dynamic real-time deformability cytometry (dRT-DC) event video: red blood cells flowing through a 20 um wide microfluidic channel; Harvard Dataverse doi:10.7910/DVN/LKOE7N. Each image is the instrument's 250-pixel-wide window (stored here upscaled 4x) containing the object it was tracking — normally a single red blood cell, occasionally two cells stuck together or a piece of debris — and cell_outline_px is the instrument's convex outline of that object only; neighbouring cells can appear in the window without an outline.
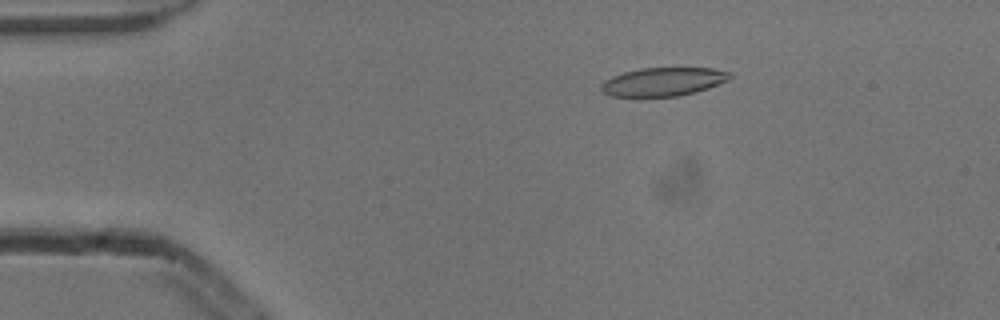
{"species": "common noctule bat (a hibernating species)", "species_latin": "Nyctalus noctula", "temperature_condition": "cold", "stored_images_in_passage": 53, "camera_frame_rate_fps": 3000, "um_per_image_px": 0.085, "animal": {"sex": "male", "body_mass_g": 13.3}, "frame": {"image": 1, "passage_image": 9, "time_ms": 2.667, "image_size_px": [1000, 320], "cell_outline_px": [[732, 76], [728, 80], [708, 88], [696, 92], [676, 96], [612, 96], [600, 92], [600, 84], [604, 80], [612, 76], [624, 72], [640, 68], [712, 68], [732, 72]], "centroid_in_image_um": [56.36, 6.94], "position_along_channel_um": 28.6, "area_um2": 21.44}}
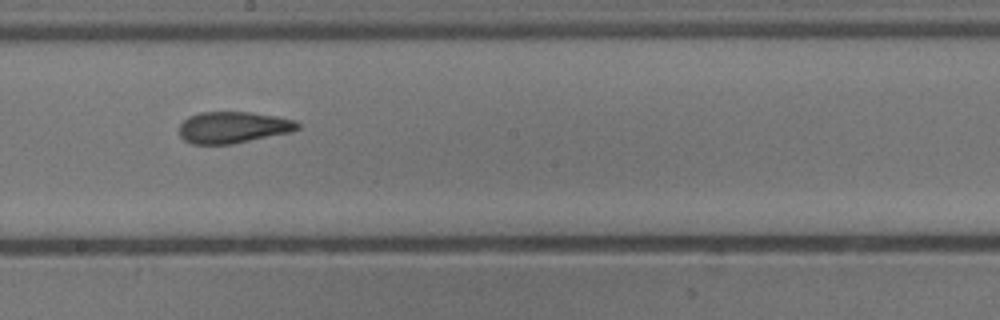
{"frame": {"image": 2, "passage_image": 29, "time_ms": 9.333, "image_size_px": [1000, 320], "cell_outline_px": [[300, 128], [292, 132], [232, 144], [192, 144], [184, 140], [180, 136], [180, 124], [188, 116], [200, 112], [252, 112], [276, 116], [296, 120], [300, 124]], "centroid_in_image_um": [19.84, 10.82], "position_along_channel_um": 228.4, "area_um2": 21.91}}
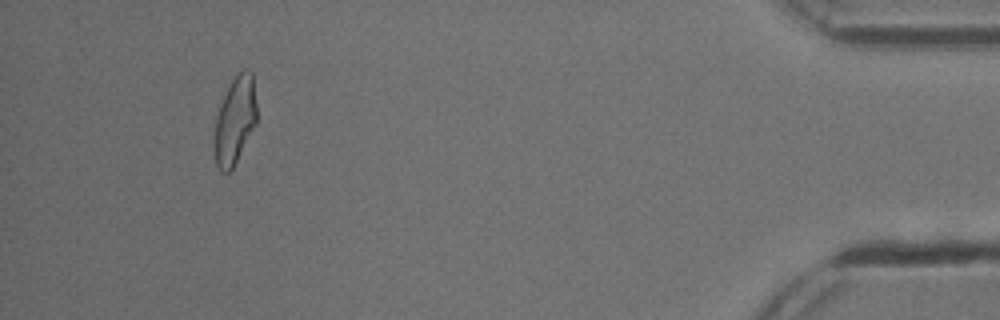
{"frame": {"image": 3, "passage_image": 49, "time_ms": 16.0, "image_size_px": [1000, 320], "cell_outline_px": [[256, 124], [232, 168], [228, 172], [220, 172], [216, 164], [216, 116], [220, 104], [232, 80], [244, 68], [248, 68], [252, 72], [256, 104]], "centroid_in_image_um": [20.0, 10.2], "position_along_channel_um": 415.2, "area_um2": 20.92}, "authors_computed_cell_mechanics": {"area_um2": 22.4264, "velocity_mm_per_s": 3.8585, "shape_relaxation_time_tau1_ms": 6.6669, "shape_relaxation_time_tau2_ms": 1.9272, "deformation_change_tau1": 0.1788, "deformation_change_tau2": 0.0829}}